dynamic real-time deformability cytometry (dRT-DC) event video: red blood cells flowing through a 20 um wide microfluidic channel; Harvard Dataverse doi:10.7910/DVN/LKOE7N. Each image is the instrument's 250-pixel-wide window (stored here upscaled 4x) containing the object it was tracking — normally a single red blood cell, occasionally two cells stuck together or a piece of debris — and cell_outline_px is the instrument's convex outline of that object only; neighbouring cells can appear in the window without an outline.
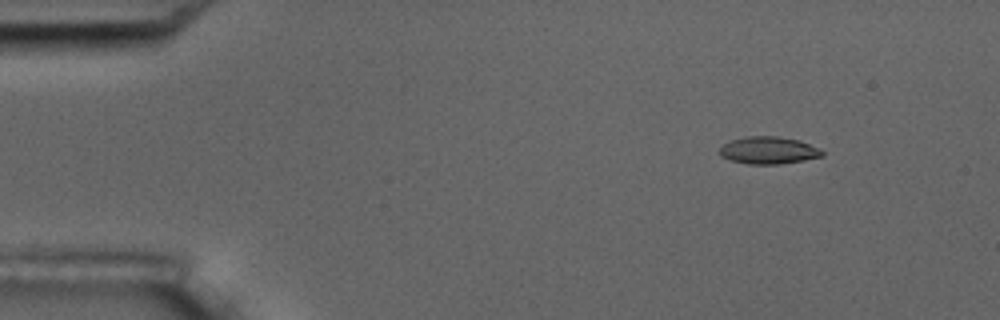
{"species": "common noctule bat (a hibernating species)", "species_latin": "Nyctalus noctula", "temperature_condition": "room temperature", "stored_images_in_passage": 4, "camera_frame_rate_fps": 3000, "um_per_image_px": 0.085, "animal": {"sex": "male", "body_mass_g": 17.5, "forearm_length_mm": 52.3}, "frame": {"image": 1, "passage_image": 1, "time_ms": 0.0, "image_size_px": [1000, 320], "cell_outline_px": [[824, 156], [804, 160], [780, 164], [748, 164], [732, 160], [720, 156], [720, 144], [732, 140], [748, 136], [776, 136], [800, 140], [820, 148], [824, 152]], "centroid_in_image_um": [65.34, 12.77], "position_along_channel_um": 19.7, "area_um2": 16.42}}
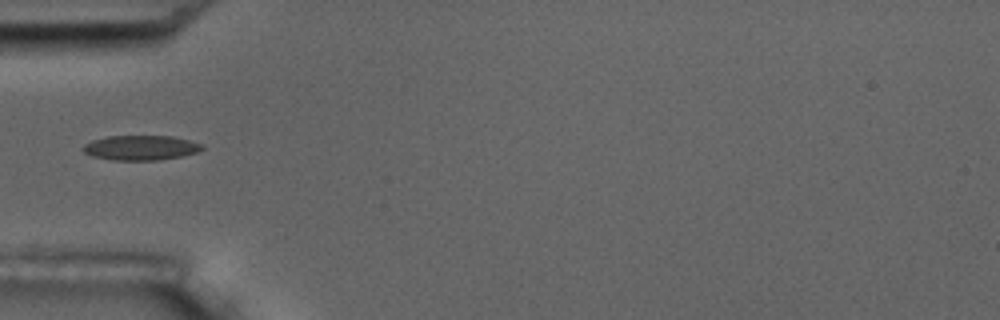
{"frame": {"image": 2, "passage_image": 4, "time_ms": 4.0, "image_size_px": [1000, 320], "cell_outline_px": [[204, 148], [196, 152], [180, 156], [160, 160], [112, 160], [92, 156], [84, 152], [80, 148], [84, 144], [92, 140], [108, 136], [172, 136], [204, 144]], "centroid_in_image_um": [11.93, 12.55], "position_along_channel_um": 73.1, "area_um2": 17.22}}